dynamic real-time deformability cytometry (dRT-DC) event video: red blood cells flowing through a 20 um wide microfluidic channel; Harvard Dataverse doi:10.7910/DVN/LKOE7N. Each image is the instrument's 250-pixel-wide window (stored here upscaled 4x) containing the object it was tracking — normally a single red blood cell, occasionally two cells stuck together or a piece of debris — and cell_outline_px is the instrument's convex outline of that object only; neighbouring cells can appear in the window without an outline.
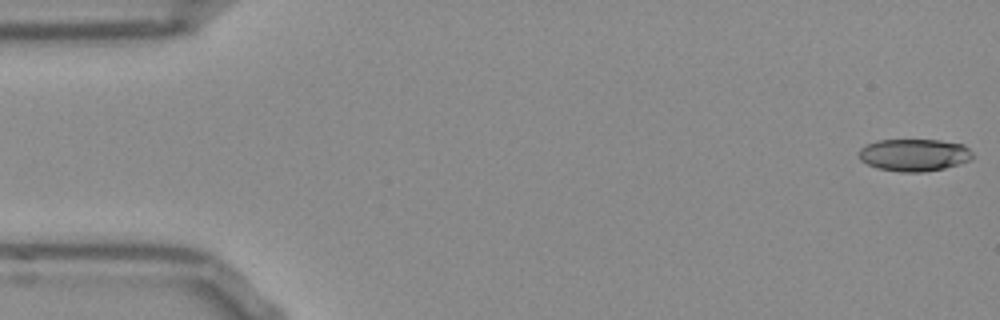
{"species": "Egyptian fruit bat (a non-hibernating species)", "species_latin": "Rousettus aegyptiacus", "temperature_condition": "room temperature", "stored_images_in_passage": 14, "camera_frame_rate_fps": 3000, "um_per_image_px": 0.085, "frame": {"image": 1, "passage_image": 1, "time_ms": 0.0, "image_size_px": [1000, 320], "cell_outline_px": [[972, 156], [968, 160], [944, 168], [924, 172], [900, 172], [876, 168], [860, 160], [860, 148], [876, 140], [940, 140], [964, 144], [972, 152]], "centroid_in_image_um": [77.68, 13.17], "position_along_channel_um": 7.3, "area_um2": 21.27}}
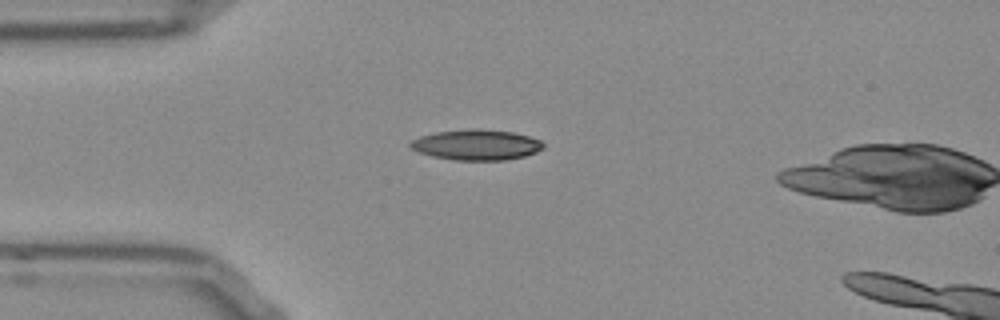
{"frame": {"image": 2, "passage_image": 13, "time_ms": 4.0, "image_size_px": [1000, 320], "cell_outline_px": [[544, 148], [536, 152], [524, 156], [504, 160], [452, 160], [432, 156], [420, 152], [412, 148], [408, 144], [412, 140], [420, 136], [436, 132], [472, 128], [480, 128], [512, 132], [528, 136], [540, 140], [544, 144]], "centroid_in_image_um": [40.5, 12.3], "position_along_channel_um": 44.5, "area_um2": 23.64}}